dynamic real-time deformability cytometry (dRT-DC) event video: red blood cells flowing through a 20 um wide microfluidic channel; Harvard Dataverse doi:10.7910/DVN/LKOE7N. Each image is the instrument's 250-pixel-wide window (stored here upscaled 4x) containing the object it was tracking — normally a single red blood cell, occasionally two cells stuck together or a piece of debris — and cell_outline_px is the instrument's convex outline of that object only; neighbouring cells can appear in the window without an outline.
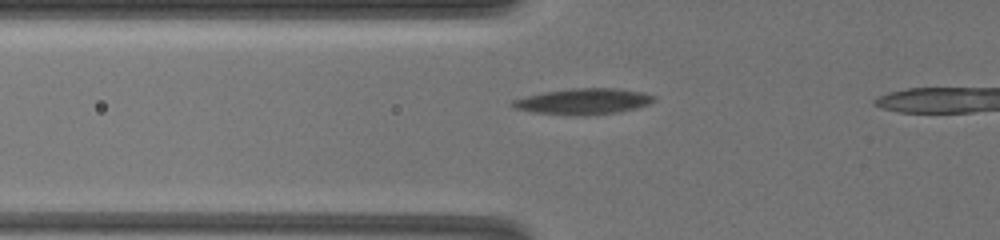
{"species": "common noctule bat (a hibernating species)", "species_latin": "Nyctalus noctula", "temperature_condition": "warm", "stored_images_in_passage": 25, "camera_frame_rate_fps": 3000, "um_per_image_px": 0.085, "animal": {"sex": "female", "body_mass_g": 19.5, "forearm_length_mm": 54.1}, "frame": {"image": 1, "passage_image": 5, "time_ms": 1.0, "image_size_px": [1000, 240], "cell_outline_px": [[656, 100], [648, 104], [616, 112], [580, 116], [536, 112], [516, 108], [512, 104], [512, 100], [544, 92], [572, 88], [612, 88], [640, 92], [652, 96]], "centroid_in_image_um": [49.57, 8.61], "position_along_channel_um": 76.2, "area_um2": 20.69}}
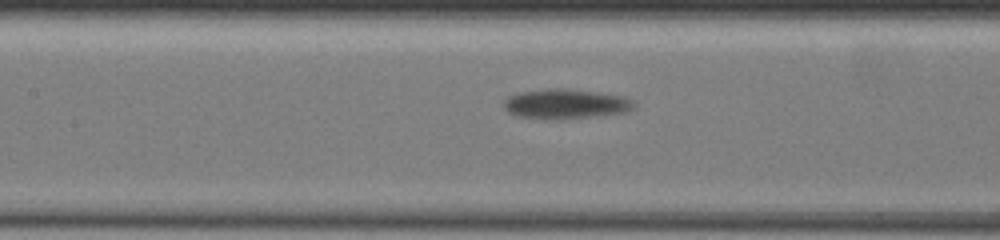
{"frame": {"image": 2, "passage_image": 16, "time_ms": 3.667, "image_size_px": [1000, 240], "cell_outline_px": [[632, 108], [628, 112], [604, 116], [520, 116], [508, 112], [504, 104], [508, 96], [524, 92], [552, 88], [568, 88], [624, 96], [632, 100]], "centroid_in_image_um": [48.17, 8.78], "position_along_channel_um": 159.2, "area_um2": 21.33}}
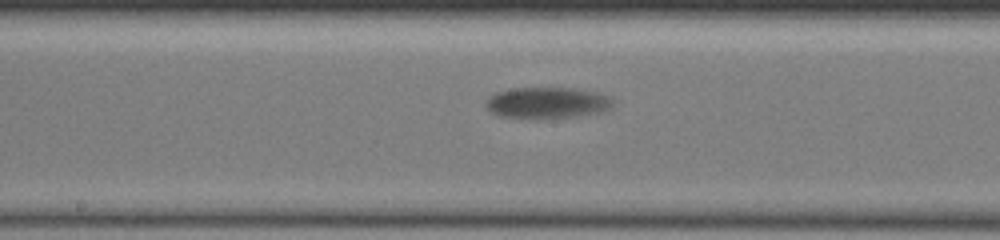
{"frame": {"image": 3, "passage_image": 22, "time_ms": 5.0, "image_size_px": [1000, 240], "cell_outline_px": [[608, 104], [604, 108], [588, 112], [568, 116], [500, 116], [492, 112], [488, 108], [488, 100], [496, 92], [516, 88], [572, 88], [596, 92], [604, 96], [608, 100]], "centroid_in_image_um": [46.36, 8.68], "position_along_channel_um": 201.8, "area_um2": 20.98}}